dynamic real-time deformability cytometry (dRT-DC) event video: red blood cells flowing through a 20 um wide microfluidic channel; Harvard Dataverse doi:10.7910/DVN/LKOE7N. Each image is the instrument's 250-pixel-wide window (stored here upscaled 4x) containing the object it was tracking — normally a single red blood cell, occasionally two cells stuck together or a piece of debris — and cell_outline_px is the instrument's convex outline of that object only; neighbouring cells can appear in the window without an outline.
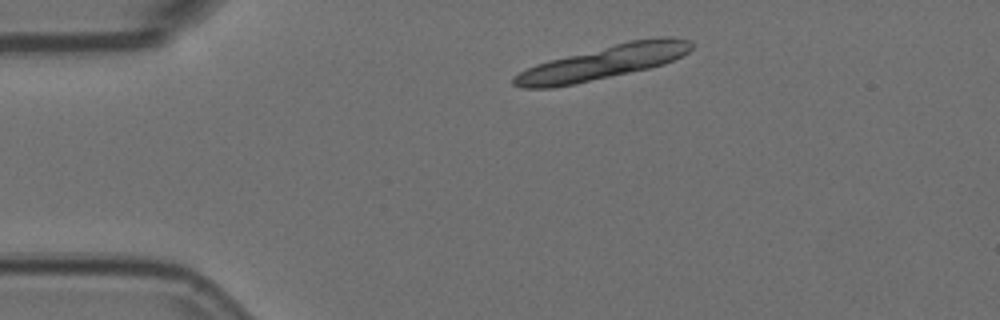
{"species": "Egyptian fruit bat (a non-hibernating species)", "species_latin": "Rousettus aegyptiacus", "temperature_condition": "room temperature", "stored_images_in_passage": 12, "camera_frame_rate_fps": 3000, "um_per_image_px": 0.085, "animal": {"sex": "female"}, "frame": {"image": 1, "passage_image": 3, "time_ms": 0.667, "image_size_px": [1000, 320], "cell_outline_px": [[692, 48], [688, 52], [664, 64], [648, 68], [576, 84], [552, 88], [520, 88], [512, 84], [512, 76], [536, 64], [548, 60], [628, 40], [656, 36], [672, 36], [692, 40]], "centroid_in_image_um": [51.26, 5.29], "position_along_channel_um": 33.7, "area_um2": 35.14}}